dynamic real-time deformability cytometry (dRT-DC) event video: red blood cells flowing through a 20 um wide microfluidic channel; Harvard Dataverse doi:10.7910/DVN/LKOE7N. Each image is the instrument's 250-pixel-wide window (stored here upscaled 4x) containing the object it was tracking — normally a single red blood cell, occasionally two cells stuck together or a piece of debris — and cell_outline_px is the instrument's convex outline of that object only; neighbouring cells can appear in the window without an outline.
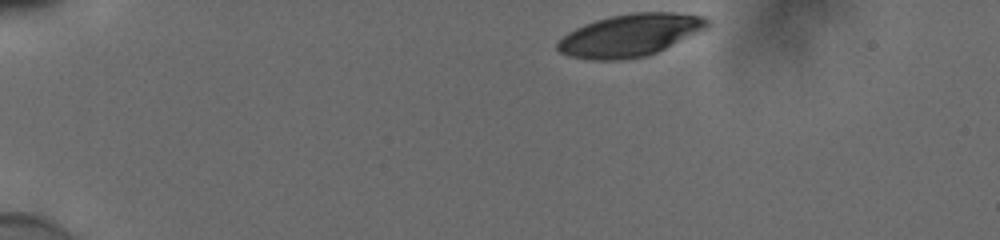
{"species": "human", "species_latin": "Homo sapiens", "temperature_condition": "cold", "stored_images_in_passage": 38, "camera_frame_rate_fps": 3000, "um_per_image_px": 0.085, "donor": {"sex": "male"}, "frame": {"image": 1, "passage_image": 1, "time_ms": 0.0, "image_size_px": [1000, 240], "cell_outline_px": [[712, 24], [708, 28], [648, 56], [624, 60], [592, 60], [568, 56], [560, 52], [556, 48], [556, 44], [568, 32], [584, 24], [596, 20], [612, 16], [632, 12], [672, 12], [704, 16]], "centroid_in_image_um": [53.57, 3.0], "position_along_channel_um": 31.4, "area_um2": 37.11}}
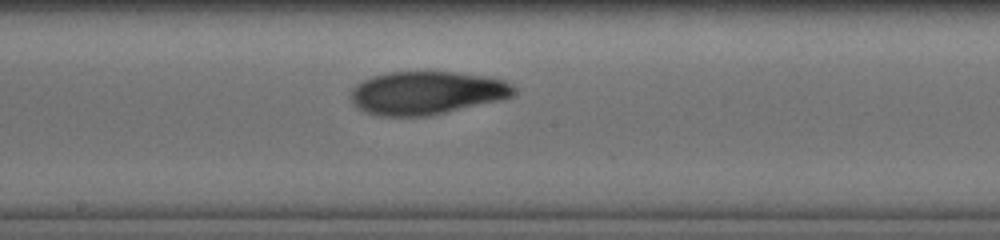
{"frame": {"image": 2, "passage_image": 22, "time_ms": 7.0, "image_size_px": [1000, 240], "cell_outline_px": [[516, 92], [512, 96], [500, 100], [428, 116], [380, 116], [364, 112], [352, 104], [348, 96], [352, 88], [356, 84], [372, 76], [388, 72], [452, 72], [484, 76], [504, 80], [512, 84], [516, 88]], "centroid_in_image_um": [36.22, 7.9], "position_along_channel_um": 212.0, "area_um2": 41.21}}
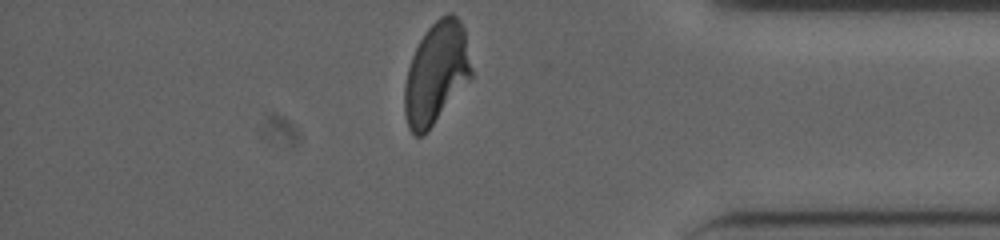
{"frame": {"image": 3, "passage_image": 38, "time_ms": 12.333, "image_size_px": [1000, 240], "cell_outline_px": [[472, 76], [428, 132], [424, 136], [416, 136], [408, 128], [404, 112], [404, 84], [408, 68], [412, 56], [420, 40], [428, 28], [440, 16], [448, 12], [452, 12], [460, 20], [464, 28], [472, 68]], "centroid_in_image_um": [37.07, 6.23], "position_along_channel_um": 398.1, "area_um2": 39.71}, "authors_computed_cell_mechanics": {"area_um2": 40.1132, "velocity_mm_per_s": 3.8426, "shape_relaxation_time_tau1_ms": 4.0597, "shape_relaxation_time_tau2_ms": 3.1308, "deformation_change_tau1": 0.1515, "deformation_change_tau2": 0.0747}}